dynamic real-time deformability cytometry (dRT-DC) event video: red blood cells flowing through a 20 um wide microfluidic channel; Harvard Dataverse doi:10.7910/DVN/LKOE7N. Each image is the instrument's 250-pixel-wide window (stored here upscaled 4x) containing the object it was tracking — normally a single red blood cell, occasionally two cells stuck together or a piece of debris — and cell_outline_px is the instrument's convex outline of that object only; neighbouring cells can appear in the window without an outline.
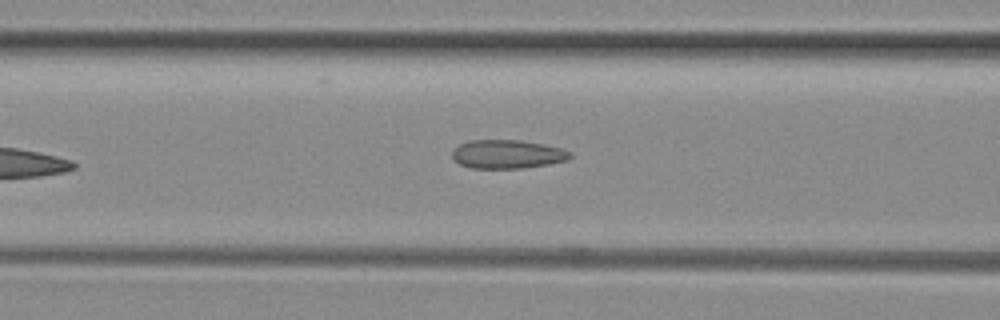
{"species": "common noctule bat (a hibernating species)", "species_latin": "Nyctalus noctula", "temperature_condition": "room temperature", "stored_images_in_passage": 6, "camera_frame_rate_fps": 3000, "um_per_image_px": 0.085, "animal": {"sex": "female", "body_mass_g": 29.2, "forearm_length_mm": 56.3}, "frame": {"image": 1, "passage_image": 6, "time_ms": 1.667, "image_size_px": [1000, 320], "cell_outline_px": [[572, 160], [524, 168], [472, 168], [460, 164], [452, 156], [452, 152], [460, 144], [472, 140], [520, 140], [560, 148], [572, 152]], "centroid_in_image_um": [43.18, 13.11], "position_along_channel_um": 123.4, "area_um2": 19.59}}